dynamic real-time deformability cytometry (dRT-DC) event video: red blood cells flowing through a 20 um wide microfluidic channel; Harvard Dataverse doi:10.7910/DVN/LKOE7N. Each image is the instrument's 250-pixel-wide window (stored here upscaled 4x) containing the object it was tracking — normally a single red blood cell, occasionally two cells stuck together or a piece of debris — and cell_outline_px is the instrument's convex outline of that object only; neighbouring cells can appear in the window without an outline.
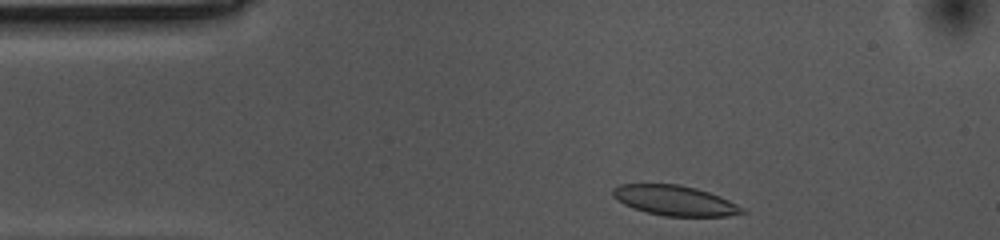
{"species": "common noctule bat (a hibernating species)", "species_latin": "Nyctalus noctula", "temperature_condition": "cold", "stored_images_in_passage": 36, "camera_frame_rate_fps": 3000, "um_per_image_px": 0.085, "animal": {"sex": "female", "body_mass_g": 10.0, "forearm_length_mm": 53.1}, "frame": {"image": 1, "passage_image": 2, "time_ms": 0.333, "image_size_px": [1000, 240], "cell_outline_px": [[748, 212], [728, 216], [664, 216], [632, 208], [616, 200], [612, 196], [612, 188], [620, 184], [680, 184], [696, 188], [720, 196], [744, 208]], "centroid_in_image_um": [57.34, 17.04], "position_along_channel_um": 27.7, "area_um2": 22.72}}
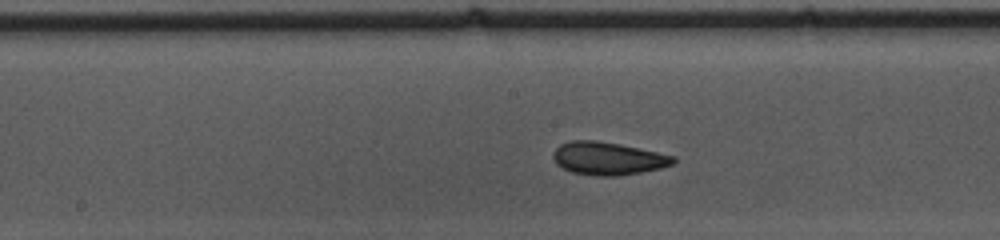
{"frame": {"image": 2, "passage_image": 20, "time_ms": 6.333, "image_size_px": [1000, 240], "cell_outline_px": [[676, 160], [672, 164], [660, 168], [640, 172], [616, 176], [596, 176], [572, 172], [556, 164], [552, 156], [552, 152], [560, 144], [572, 140], [596, 140], [620, 144], [676, 156]], "centroid_in_image_um": [51.65, 13.46], "position_along_channel_um": 196.5, "area_um2": 23.0}}
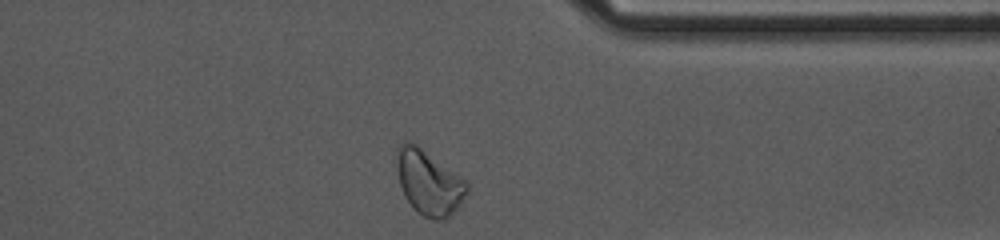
{"frame": {"image": 3, "passage_image": 36, "time_ms": 11.667, "image_size_px": [1000, 240], "cell_outline_px": [[468, 188], [460, 204], [444, 220], [436, 220], [424, 216], [416, 212], [412, 208], [404, 196], [400, 184], [396, 168], [396, 148], [404, 140], [408, 140], [416, 144], [460, 176], [468, 184]], "centroid_in_image_um": [36.39, 15.5], "position_along_channel_um": 375.0, "area_um2": 26.3}, "authors_computed_cell_mechanics": {"area_um2": 22.7154, "velocity_mm_per_s": 3.5084, "shape_relaxation_time_tau1_ms": 3.6591, "shape_relaxation_time_tau2_ms": 1.8441, "deformation_change_tau1": 0.1001, "deformation_change_tau2": 0.0821}}